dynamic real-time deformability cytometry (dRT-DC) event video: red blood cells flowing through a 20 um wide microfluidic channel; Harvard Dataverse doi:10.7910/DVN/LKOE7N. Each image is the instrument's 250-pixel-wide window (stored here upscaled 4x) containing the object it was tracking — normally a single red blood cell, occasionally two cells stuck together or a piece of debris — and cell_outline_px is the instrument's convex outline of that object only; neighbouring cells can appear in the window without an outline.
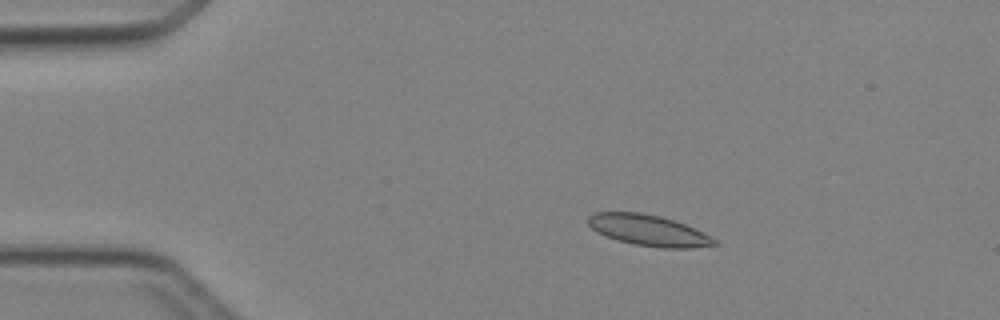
{"species": "Egyptian fruit bat (a non-hibernating species)", "species_latin": "Rousettus aegyptiacus", "temperature_condition": "cold", "stored_images_in_passage": 4, "camera_frame_rate_fps": 3000, "um_per_image_px": 0.085, "animal": {"sex": "female"}, "frame": {"image": 1, "passage_image": 3, "time_ms": 2.333, "image_size_px": [1000, 320], "cell_outline_px": [[720, 244], [688, 248], [664, 248], [636, 244], [616, 240], [596, 232], [588, 224], [588, 216], [596, 212], [640, 212], [660, 216], [684, 224], [716, 240]], "centroid_in_image_um": [55.07, 19.57], "position_along_channel_um": 29.9, "area_um2": 22.43}}